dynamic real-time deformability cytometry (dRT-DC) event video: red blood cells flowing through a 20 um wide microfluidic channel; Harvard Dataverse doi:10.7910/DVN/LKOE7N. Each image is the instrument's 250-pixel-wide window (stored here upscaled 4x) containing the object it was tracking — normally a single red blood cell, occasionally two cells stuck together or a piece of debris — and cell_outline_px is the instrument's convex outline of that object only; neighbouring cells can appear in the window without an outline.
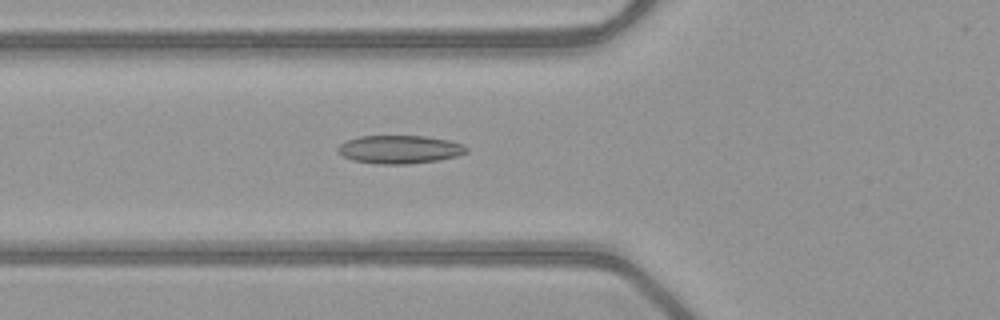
{"species": "common noctule bat (a hibernating species)", "species_latin": "Nyctalus noctula", "temperature_condition": "warm", "stored_images_in_passage": 37, "camera_frame_rate_fps": 3000, "um_per_image_px": 0.085, "animal": {"sex": "female", "body_mass_g": 21.9}, "frame": {"image": 1, "passage_image": 10, "time_ms": 3.0, "image_size_px": [1000, 320], "cell_outline_px": [[468, 152], [456, 156], [436, 160], [404, 164], [380, 164], [352, 160], [344, 156], [336, 148], [340, 144], [348, 140], [360, 136], [424, 136], [448, 140], [464, 144], [468, 148]], "centroid_in_image_um": [33.98, 12.69], "position_along_channel_um": 91.8, "area_um2": 20.92}}
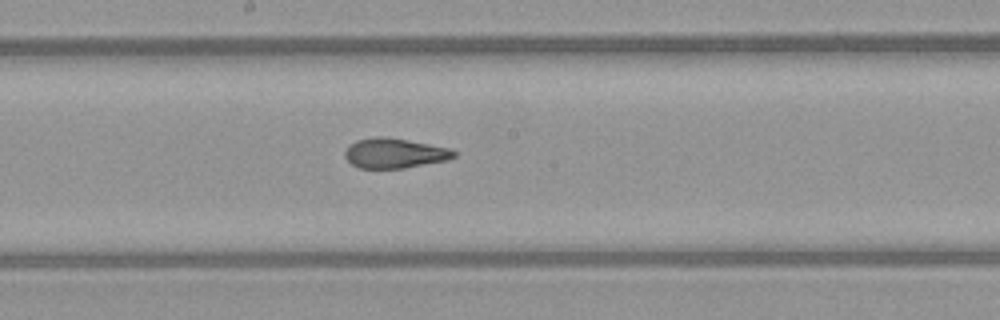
{"frame": {"image": 2, "passage_image": 19, "time_ms": 6.0, "image_size_px": [1000, 320], "cell_outline_px": [[456, 156], [448, 160], [404, 168], [360, 168], [352, 164], [344, 156], [344, 152], [348, 144], [356, 140], [376, 136], [384, 136], [408, 140], [452, 148], [456, 152]], "centroid_in_image_um": [33.54, 13.01], "position_along_channel_um": 214.7, "area_um2": 19.19}}
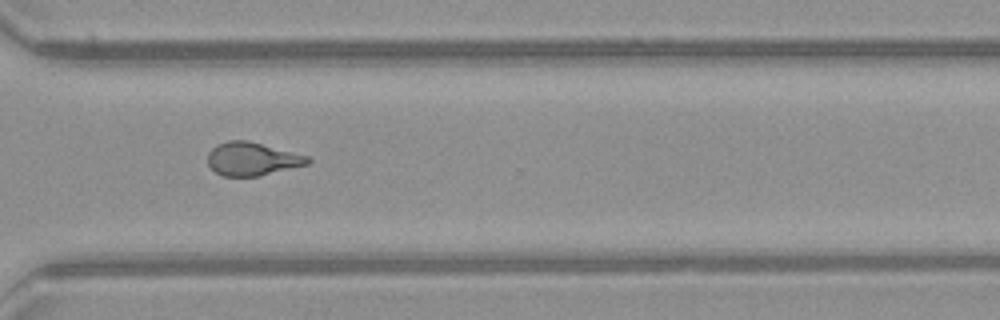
{"frame": {"image": 3, "passage_image": 29, "time_ms": 9.333, "image_size_px": [1000, 320], "cell_outline_px": [[312, 160], [308, 164], [260, 176], [224, 176], [216, 172], [208, 164], [208, 152], [216, 144], [228, 140], [248, 140], [308, 156]], "centroid_in_image_um": [21.43, 13.5], "position_along_channel_um": 349.2, "area_um2": 19.36}, "authors_computed_cell_mechanics": {"area_um2": 19.5942, "velocity_mm_per_s": 4.047, "shape_relaxation_time_tau1_ms": null, "shape_relaxation_time_tau2_ms": 1.3176, "deformation_change_tau1": null, "deformation_change_tau2": 0.0977}}